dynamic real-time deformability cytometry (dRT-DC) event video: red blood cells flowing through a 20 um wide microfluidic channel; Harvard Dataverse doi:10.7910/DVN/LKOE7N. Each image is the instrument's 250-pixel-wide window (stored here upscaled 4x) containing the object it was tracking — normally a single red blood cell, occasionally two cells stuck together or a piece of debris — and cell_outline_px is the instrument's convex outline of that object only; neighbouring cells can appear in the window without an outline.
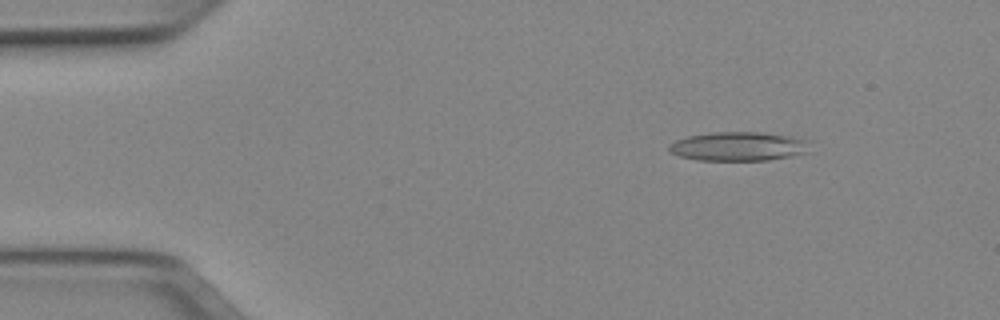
{"species": "Egyptian fruit bat (a non-hibernating species)", "species_latin": "Rousettus aegyptiacus", "temperature_condition": "cold", "stored_images_in_passage": 51, "camera_frame_rate_fps": 3000, "um_per_image_px": 0.085, "animal": {"sex": "female"}, "frame": {"image": 1, "passage_image": 7, "time_ms": 2.0, "image_size_px": [1000, 320], "cell_outline_px": [[808, 152], [792, 156], [768, 160], [696, 160], [680, 156], [668, 152], [668, 144], [676, 140], [688, 136], [712, 132], [760, 132], [788, 136], [808, 140]], "centroid_in_image_um": [62.73, 12.44], "position_along_channel_um": 22.3, "area_um2": 23.81}}
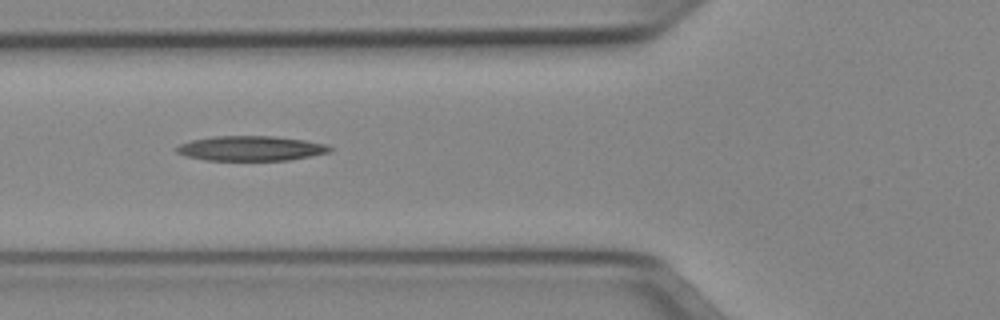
{"frame": {"image": 2, "passage_image": 19, "time_ms": 6.0, "image_size_px": [1000, 320], "cell_outline_px": [[332, 148], [328, 152], [288, 160], [204, 160], [184, 156], [176, 152], [176, 148], [180, 144], [192, 140], [212, 136], [272, 136], [304, 140], [324, 144]], "centroid_in_image_um": [21.25, 12.61], "position_along_channel_um": 104.6, "area_um2": 21.96}}
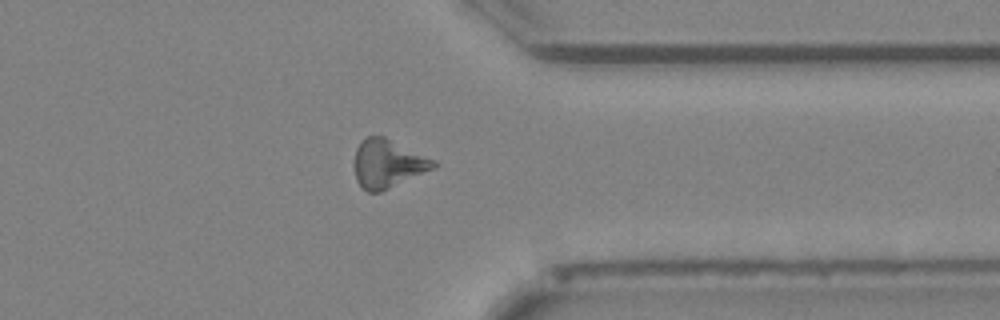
{"frame": {"image": 3, "passage_image": 40, "time_ms": 13.0, "image_size_px": [1000, 320], "cell_outline_px": [[436, 168], [380, 192], [368, 192], [356, 180], [356, 148], [360, 140], [368, 136], [384, 136], [436, 160]], "centroid_in_image_um": [32.99, 13.9], "position_along_channel_um": 378.4, "area_um2": 22.14}}